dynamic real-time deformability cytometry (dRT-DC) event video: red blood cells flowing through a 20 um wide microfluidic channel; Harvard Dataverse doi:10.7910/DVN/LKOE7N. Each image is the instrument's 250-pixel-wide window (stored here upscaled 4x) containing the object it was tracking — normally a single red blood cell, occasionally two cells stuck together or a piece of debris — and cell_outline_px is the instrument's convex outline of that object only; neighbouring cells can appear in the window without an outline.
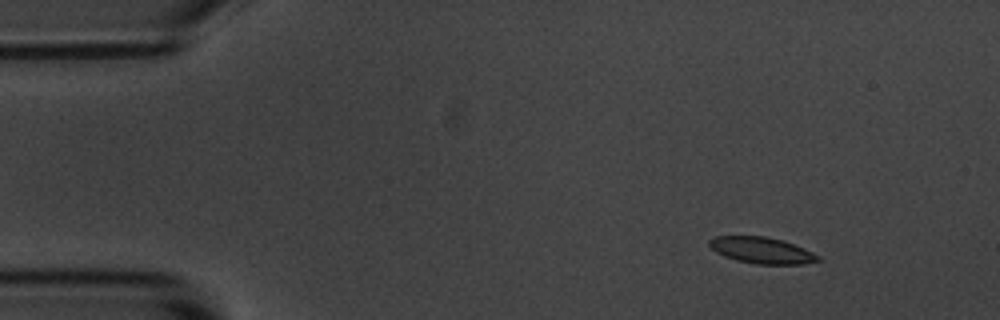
{"species": "common noctule bat (a hibernating species)", "species_latin": "Nyctalus noctula", "temperature_condition": "room temperature", "stored_images_in_passage": 7, "camera_frame_rate_fps": 3000, "um_per_image_px": 0.085, "animal": {"sex": "male", "body_mass_g": 20.1, "forearm_length_mm": 53.5}, "frame": {"image": 1, "passage_image": 2, "time_ms": 1.0, "image_size_px": [1000, 320], "cell_outline_px": [[820, 260], [804, 264], [756, 264], [736, 260], [724, 256], [716, 252], [708, 244], [708, 240], [716, 236], [764, 236], [784, 240], [804, 248], [820, 256]], "centroid_in_image_um": [64.75, 21.27], "position_along_channel_um": 20.3, "area_um2": 16.7}}
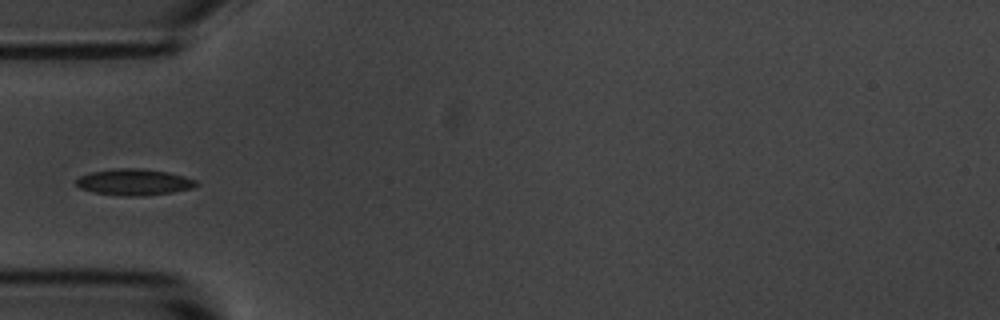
{"frame": {"image": 2, "passage_image": 5, "time_ms": 4.667, "image_size_px": [1000, 320], "cell_outline_px": [[200, 184], [192, 188], [172, 192], [144, 196], [124, 196], [96, 192], [80, 188], [76, 184], [76, 180], [80, 176], [92, 172], [112, 168], [140, 168], [168, 172], [184, 176], [196, 180]], "centroid_in_image_um": [11.43, 15.47], "position_along_channel_um": 73.6, "area_um2": 18.38}}
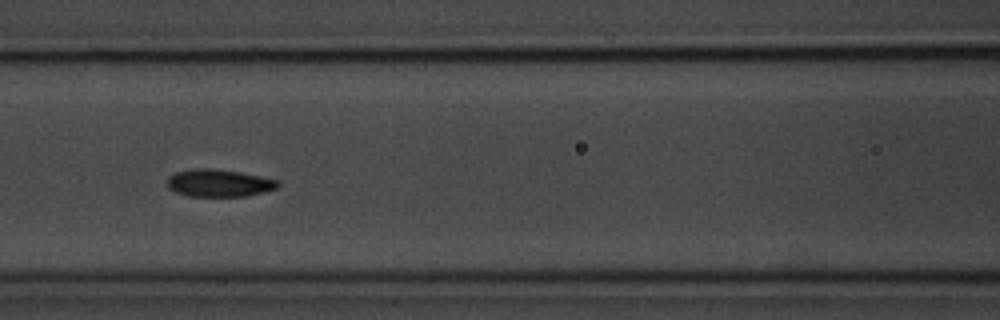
{"frame": {"image": 3, "passage_image": 7, "time_ms": 6.667, "image_size_px": [1000, 320], "cell_outline_px": [[280, 184], [276, 188], [264, 192], [244, 196], [188, 196], [176, 192], [168, 188], [168, 176], [176, 172], [196, 168], [212, 168], [240, 172], [280, 180]], "centroid_in_image_um": [18.62, 15.55], "position_along_channel_um": 148.0, "area_um2": 17.69}}